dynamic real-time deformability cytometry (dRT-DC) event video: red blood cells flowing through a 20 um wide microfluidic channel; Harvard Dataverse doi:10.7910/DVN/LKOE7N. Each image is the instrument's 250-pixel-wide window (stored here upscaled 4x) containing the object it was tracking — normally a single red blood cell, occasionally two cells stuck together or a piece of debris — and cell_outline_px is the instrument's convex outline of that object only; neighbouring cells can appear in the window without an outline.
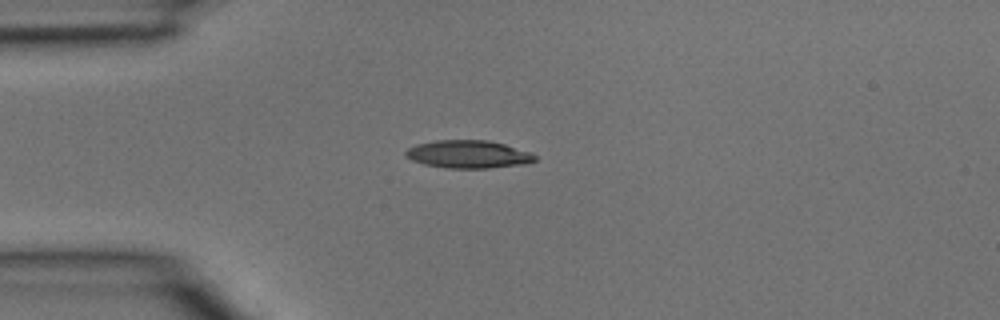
{"species": "common noctule bat (a hibernating species)", "species_latin": "Nyctalus noctula", "temperature_condition": "room temperature", "stored_images_in_passage": 3, "camera_frame_rate_fps": 3000, "um_per_image_px": 0.085, "animal": {"sex": "male", "body_mass_g": 15.6}, "frame": {"image": 1, "passage_image": 3, "time_ms": 0.667, "image_size_px": [1000, 320], "cell_outline_px": [[536, 160], [524, 164], [488, 168], [444, 168], [424, 164], [412, 160], [404, 156], [404, 152], [408, 148], [416, 144], [436, 140], [488, 140], [504, 144], [528, 152], [536, 156]], "centroid_in_image_um": [39.75, 13.11], "position_along_channel_um": 45.3, "area_um2": 20.92}}